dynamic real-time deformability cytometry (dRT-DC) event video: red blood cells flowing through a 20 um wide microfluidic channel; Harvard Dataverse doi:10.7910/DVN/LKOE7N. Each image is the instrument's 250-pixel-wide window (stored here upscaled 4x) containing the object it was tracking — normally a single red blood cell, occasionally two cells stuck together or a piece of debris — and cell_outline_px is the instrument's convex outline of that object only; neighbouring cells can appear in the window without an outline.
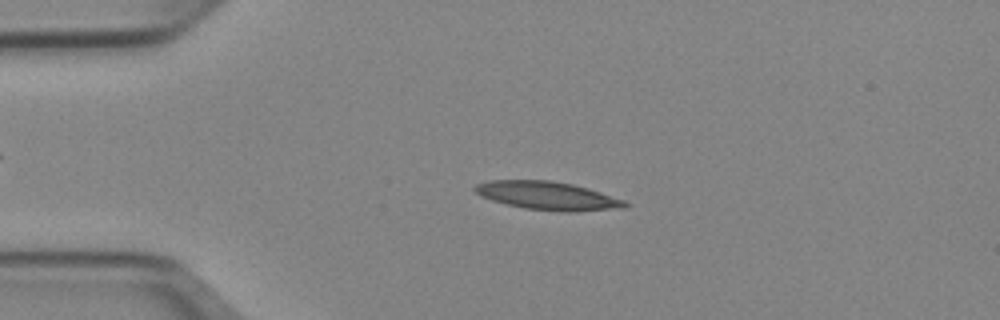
{"species": "Egyptian fruit bat (a non-hibernating species)", "species_latin": "Rousettus aegyptiacus", "temperature_condition": "cold", "stored_images_in_passage": 49, "camera_frame_rate_fps": 3000, "um_per_image_px": 0.085, "animal": {"sex": "female"}, "frame": {"image": 1, "passage_image": 10, "time_ms": 3.0, "image_size_px": [1000, 320], "cell_outline_px": [[628, 208], [572, 212], [564, 212], [524, 208], [492, 200], [480, 196], [472, 188], [476, 184], [488, 180], [552, 180], [572, 184], [588, 188], [624, 200], [628, 204]], "centroid_in_image_um": [46.56, 16.64], "position_along_channel_um": 38.4, "area_um2": 24.85}}
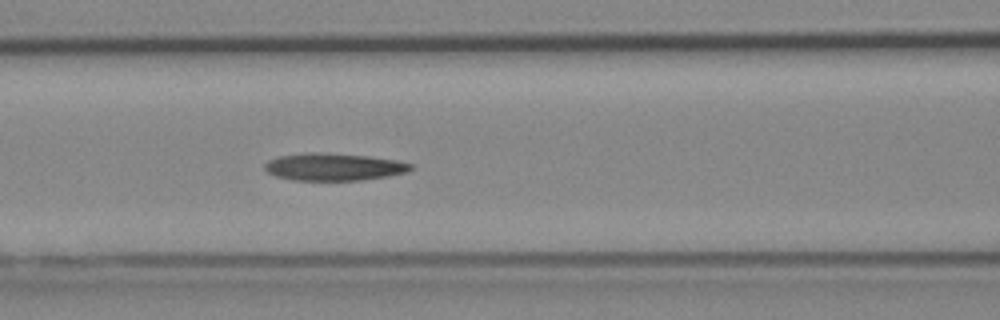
{"frame": {"image": 2, "passage_image": 20, "time_ms": 6.333, "image_size_px": [1000, 320], "cell_outline_px": [[412, 168], [408, 172], [388, 176], [360, 180], [292, 180], [276, 176], [268, 172], [264, 168], [264, 164], [268, 160], [280, 156], [304, 152], [320, 152], [368, 156], [396, 160], [412, 164]], "centroid_in_image_um": [28.35, 14.18], "position_along_channel_um": 138.2, "area_um2": 23.29}}
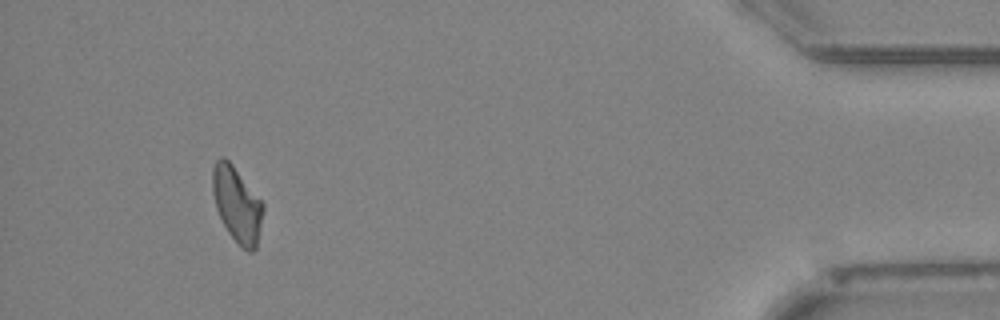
{"frame": {"image": 3, "passage_image": 46, "time_ms": 15.0, "image_size_px": [1000, 320], "cell_outline_px": [[264, 208], [256, 248], [252, 252], [248, 252], [228, 232], [216, 208], [212, 192], [212, 168], [216, 160], [220, 156], [224, 156], [232, 164], [264, 204]], "centroid_in_image_um": [20.13, 17.34], "position_along_channel_um": 415.1, "area_um2": 21.91}}